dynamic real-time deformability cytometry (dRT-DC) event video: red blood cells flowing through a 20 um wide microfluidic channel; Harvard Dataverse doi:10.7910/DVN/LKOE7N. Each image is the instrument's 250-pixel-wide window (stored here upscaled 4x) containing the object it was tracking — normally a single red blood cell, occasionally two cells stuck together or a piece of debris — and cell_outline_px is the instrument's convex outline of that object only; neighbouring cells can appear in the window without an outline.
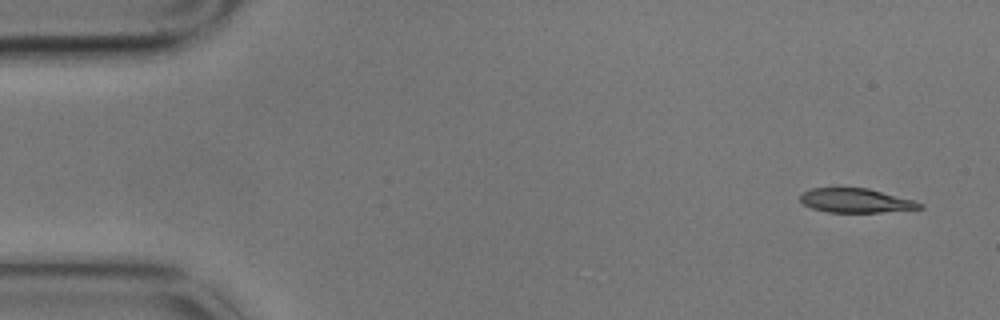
{"species": "common noctule bat (a hibernating species)", "species_latin": "Nyctalus noctula", "temperature_condition": "cold", "stored_images_in_passage": 6, "segment_of_instrument_passage": [2, 2], "camera_frame_rate_fps": 3000, "um_per_image_px": 0.085, "animal": {"sex": "male", "body_mass_g": 17.9}, "frame": {"image": 1, "passage_image": 6, "time_ms": 1.667, "image_size_px": [1000, 320], "cell_outline_px": [[924, 208], [880, 212], [828, 212], [812, 208], [804, 204], [800, 200], [800, 196], [804, 192], [812, 188], [832, 184], [836, 184], [868, 188], [912, 200], [924, 204]], "centroid_in_image_um": [72.67, 16.99], "position_along_channel_um": 12.3, "area_um2": 17.46}}